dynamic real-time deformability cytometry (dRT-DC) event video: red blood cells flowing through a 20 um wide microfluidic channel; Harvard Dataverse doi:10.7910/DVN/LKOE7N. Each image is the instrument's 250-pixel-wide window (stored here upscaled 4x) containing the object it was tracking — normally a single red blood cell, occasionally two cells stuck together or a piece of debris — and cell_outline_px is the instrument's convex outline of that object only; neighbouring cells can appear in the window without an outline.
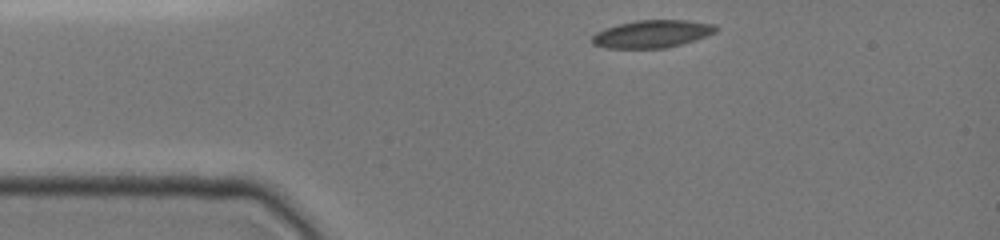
{"species": "common noctule bat (a hibernating species)", "species_latin": "Nyctalus noctula", "temperature_condition": "cold", "stored_images_in_passage": 29, "camera_frame_rate_fps": 3000, "um_per_image_px": 0.085, "animal": {"sex": "female", "body_mass_g": 19.0, "forearm_length_mm": 51.5}, "frame": {"image": 1, "passage_image": 1, "time_ms": 0.0, "image_size_px": [1000, 240], "cell_outline_px": [[720, 28], [716, 32], [696, 40], [664, 48], [604, 48], [592, 44], [592, 36], [596, 32], [604, 28], [636, 20], [688, 20], [716, 24]], "centroid_in_image_um": [55.45, 2.88], "position_along_channel_um": 29.5, "area_um2": 20.06}}
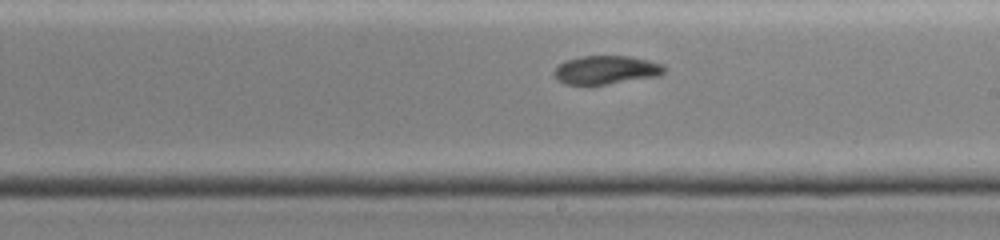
{"frame": {"image": 2, "passage_image": 17, "time_ms": 6.333, "image_size_px": [1000, 240], "cell_outline_px": [[668, 68], [660, 76], [608, 84], [564, 84], [556, 80], [552, 72], [560, 64], [568, 60], [580, 56], [632, 56], [664, 64]], "centroid_in_image_um": [51.56, 5.94], "position_along_channel_um": 237.4, "area_um2": 18.5}}
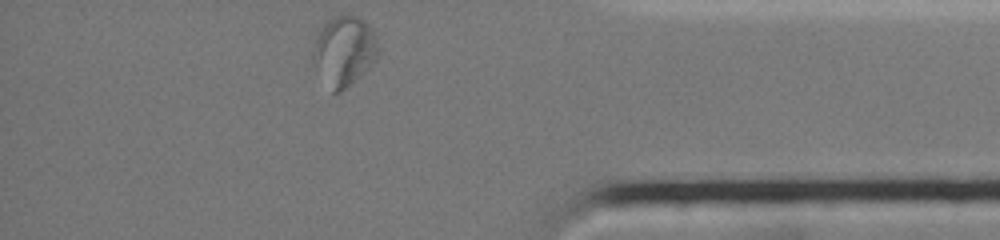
{"frame": {"image": 3, "passage_image": 29, "time_ms": 11.0, "image_size_px": [1000, 240], "cell_outline_px": [[380, 56], [360, 76], [340, 92], [332, 92], [316, 68], [312, 60], [312, 48], [324, 24], [328, 20], [340, 12], [356, 16], [364, 20], [372, 28], [376, 36], [380, 48]], "centroid_in_image_um": [29.29, 4.29], "position_along_channel_um": 405.9, "area_um2": 26.76}, "authors_computed_cell_mechanics": {"area_um2": 19.8832, "velocity_mm_per_s": 3.9023, "shape_relaxation_time_tau1_ms": null, "shape_relaxation_time_tau2_ms": 6.8937, "deformation_change_tau1": null, "deformation_change_tau2": 0.1129}}